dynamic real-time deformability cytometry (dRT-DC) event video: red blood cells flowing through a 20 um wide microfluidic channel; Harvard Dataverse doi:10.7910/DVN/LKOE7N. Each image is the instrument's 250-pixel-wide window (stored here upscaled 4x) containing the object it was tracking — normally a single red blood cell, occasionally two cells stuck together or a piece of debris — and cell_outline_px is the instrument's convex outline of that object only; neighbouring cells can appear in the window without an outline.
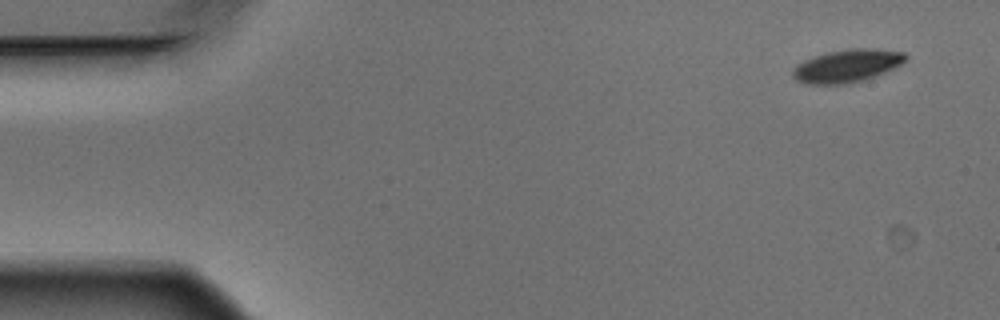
{"species": "Egyptian fruit bat (a non-hibernating species)", "species_latin": "Rousettus aegyptiacus", "temperature_condition": "warm", "stored_images_in_passage": 4, "camera_frame_rate_fps": 3000, "um_per_image_px": 0.085, "animal": {"sex": "male"}, "frame": {"image": 1, "passage_image": 1, "time_ms": 0.0, "image_size_px": [1000, 320], "cell_outline_px": [[908, 60], [876, 76], [864, 80], [848, 84], [804, 84], [796, 80], [792, 76], [792, 68], [796, 64], [804, 60], [828, 52], [848, 48], [876, 48], [904, 52], [908, 56]], "centroid_in_image_um": [71.99, 5.59], "position_along_channel_um": 13.0, "area_um2": 21.85}}
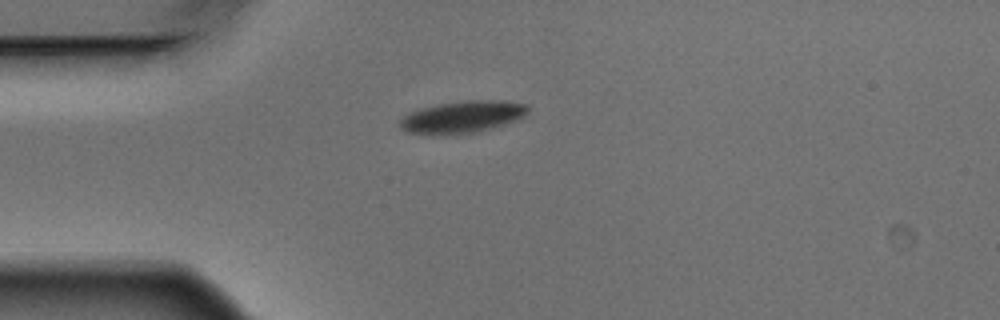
{"frame": {"image": 2, "passage_image": 4, "time_ms": 1.0, "image_size_px": [1000, 320], "cell_outline_px": [[528, 112], [524, 116], [516, 120], [504, 124], [476, 132], [440, 136], [408, 132], [400, 128], [400, 120], [408, 112], [420, 108], [440, 104], [468, 100], [500, 100], [528, 104]], "centroid_in_image_um": [39.28, 9.94], "position_along_channel_um": 45.7, "area_um2": 23.99}}